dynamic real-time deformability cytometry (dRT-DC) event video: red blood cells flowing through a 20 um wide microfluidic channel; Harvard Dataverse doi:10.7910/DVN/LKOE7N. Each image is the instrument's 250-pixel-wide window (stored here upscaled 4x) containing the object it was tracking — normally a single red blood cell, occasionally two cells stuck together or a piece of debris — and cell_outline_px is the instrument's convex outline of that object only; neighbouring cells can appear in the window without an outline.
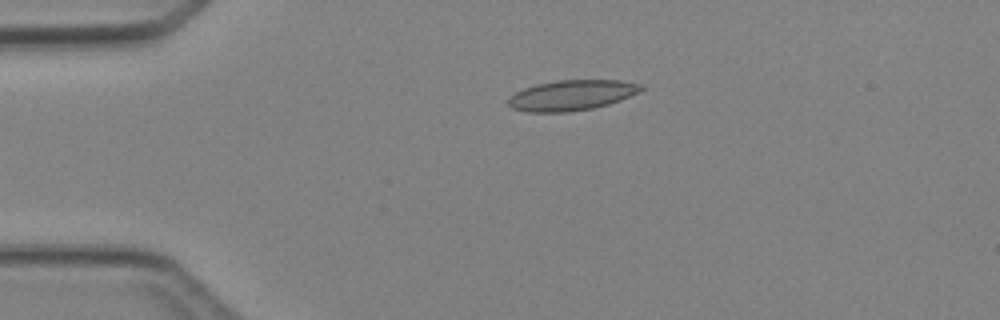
{"species": "Egyptian fruit bat (a non-hibernating species)", "species_latin": "Rousettus aegyptiacus", "temperature_condition": "cold", "stored_images_in_passage": 5, "camera_frame_rate_fps": 3000, "um_per_image_px": 0.085, "animal": {"sex": "female"}, "frame": {"image": 1, "passage_image": 3, "time_ms": 2.333, "image_size_px": [1000, 320], "cell_outline_px": [[644, 88], [620, 100], [608, 104], [592, 108], [568, 112], [528, 112], [512, 108], [508, 104], [508, 96], [524, 88], [536, 84], [556, 80], [620, 80], [644, 84]], "centroid_in_image_um": [48.56, 8.09], "position_along_channel_um": 36.4, "area_um2": 23.47}}
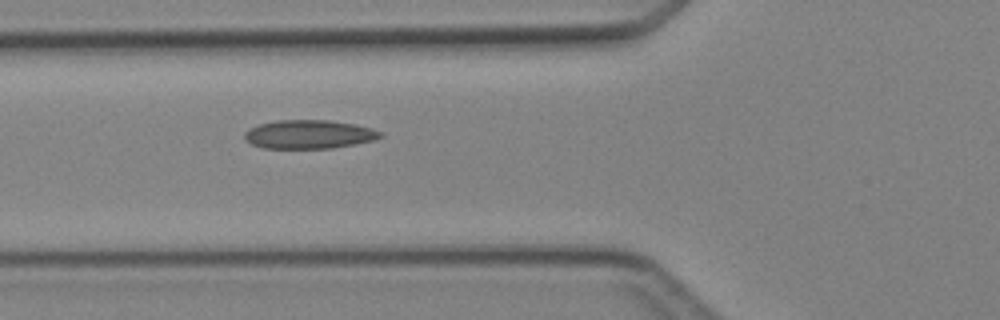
{"frame": {"image": 2, "passage_image": 5, "time_ms": 4.667, "image_size_px": [1000, 320], "cell_outline_px": [[384, 136], [376, 140], [356, 144], [332, 148], [264, 148], [252, 144], [244, 140], [244, 132], [248, 128], [260, 124], [276, 120], [328, 120], [356, 124], [372, 128], [384, 132]], "centroid_in_image_um": [26.3, 11.41], "position_along_channel_um": 99.5, "area_um2": 23.0}}